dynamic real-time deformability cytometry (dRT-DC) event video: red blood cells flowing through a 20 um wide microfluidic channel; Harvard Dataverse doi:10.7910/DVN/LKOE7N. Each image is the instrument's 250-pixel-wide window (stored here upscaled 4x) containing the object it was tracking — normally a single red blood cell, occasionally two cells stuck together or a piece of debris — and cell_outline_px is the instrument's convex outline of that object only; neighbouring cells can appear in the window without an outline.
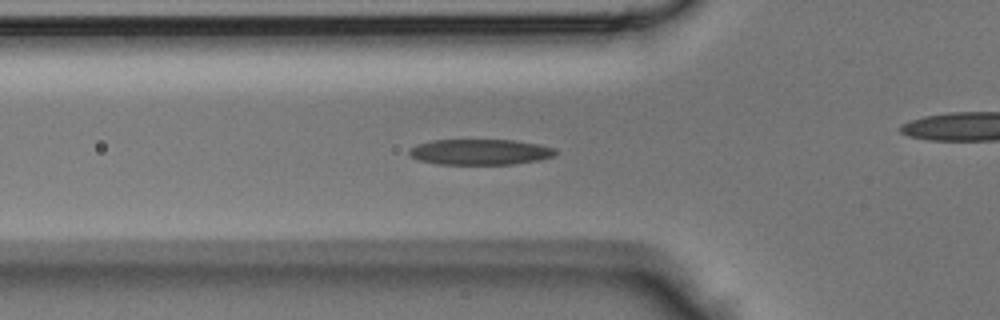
{"species": "Egyptian fruit bat (a non-hibernating species)", "species_latin": "Rousettus aegyptiacus", "temperature_condition": "room temperature", "stored_images_in_passage": 38, "camera_frame_rate_fps": 3000, "um_per_image_px": 0.085, "animal": {"sex": "male"}, "frame": {"image": 1, "passage_image": 8, "time_ms": 2.333, "image_size_px": [1000, 320], "cell_outline_px": [[556, 156], [540, 160], [512, 164], [436, 164], [416, 160], [408, 152], [408, 148], [416, 144], [432, 140], [512, 140], [536, 144], [556, 148]], "centroid_in_image_um": [40.78, 12.92], "position_along_channel_um": 85.0, "area_um2": 22.02}}
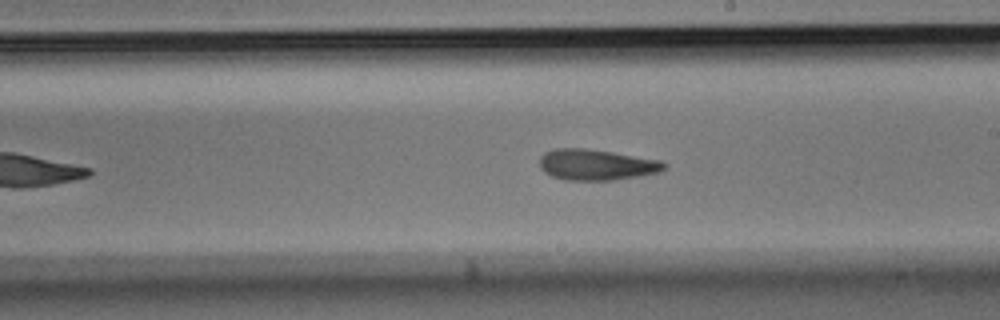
{"frame": {"image": 2, "passage_image": 18, "time_ms": 5.667, "image_size_px": [1000, 320], "cell_outline_px": [[668, 164], [660, 172], [640, 176], [612, 180], [564, 180], [552, 176], [544, 172], [540, 168], [540, 156], [544, 152], [556, 148], [584, 148], [612, 152], [660, 160]], "centroid_in_image_um": [50.68, 14.0], "position_along_channel_um": 238.3, "area_um2": 22.48}}
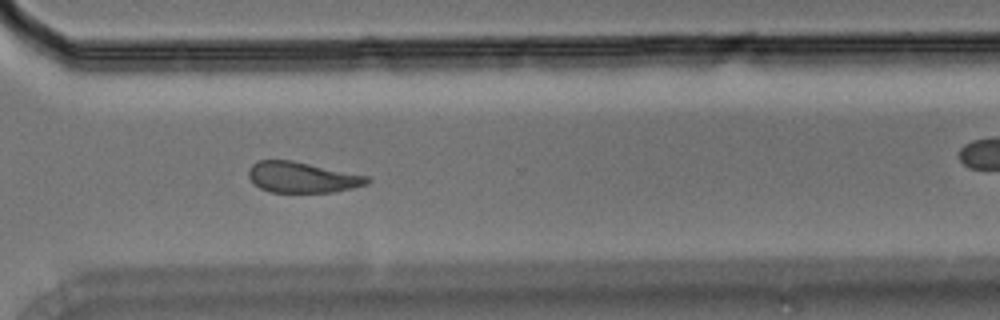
{"frame": {"image": 3, "passage_image": 25, "time_ms": 8.0, "image_size_px": [1000, 320], "cell_outline_px": [[372, 180], [368, 184], [352, 188], [332, 192], [268, 192], [260, 188], [248, 176], [248, 168], [252, 164], [260, 160], [292, 160], [368, 176]], "centroid_in_image_um": [25.69, 15.07], "position_along_channel_um": 344.9, "area_um2": 21.21}}